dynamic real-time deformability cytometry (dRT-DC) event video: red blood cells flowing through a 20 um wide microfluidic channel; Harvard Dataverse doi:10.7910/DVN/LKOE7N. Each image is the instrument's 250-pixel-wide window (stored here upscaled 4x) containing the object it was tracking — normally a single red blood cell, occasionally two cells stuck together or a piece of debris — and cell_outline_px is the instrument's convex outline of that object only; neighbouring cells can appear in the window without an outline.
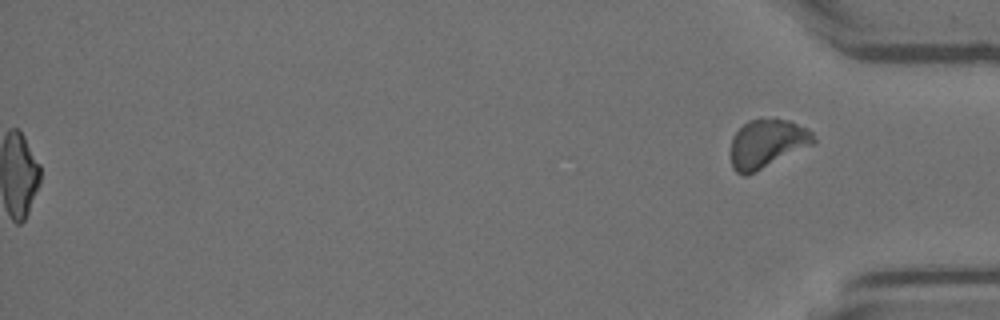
{"species": "Egyptian fruit bat (a non-hibernating species)", "species_latin": "Rousettus aegyptiacus", "temperature_condition": "room temperature", "stored_images_in_passage": 36, "segment_of_instrument_passage": [2, 2], "camera_frame_rate_fps": 3000, "um_per_image_px": 0.085, "animal": {"sex": "female"}, "frame": {"image": 1, "passage_image": 36, "time_ms": 11.667, "image_size_px": [1000, 320], "cell_outline_px": [[816, 140], [812, 144], [744, 176], [736, 172], [732, 168], [732, 136], [748, 120], [760, 116], [788, 120], [808, 128], [812, 132]], "centroid_in_image_um": [65.19, 12.14], "position_along_channel_um": 370.0, "area_um2": 23.18}}